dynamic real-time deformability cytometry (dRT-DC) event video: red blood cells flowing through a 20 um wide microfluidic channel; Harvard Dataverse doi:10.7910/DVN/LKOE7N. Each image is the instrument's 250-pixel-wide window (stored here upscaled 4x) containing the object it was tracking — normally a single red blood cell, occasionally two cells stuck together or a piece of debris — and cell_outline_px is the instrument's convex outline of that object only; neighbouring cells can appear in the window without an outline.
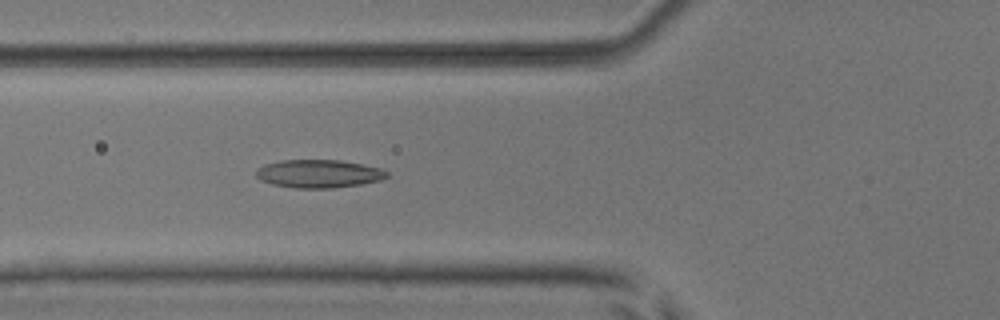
{"species": "common noctule bat (a hibernating species)", "species_latin": "Nyctalus noctula", "temperature_condition": "room temperature", "stored_images_in_passage": 52, "camera_frame_rate_fps": 3000, "um_per_image_px": 0.085, "animal": {"sex": "male", "body_mass_g": 17.9, "forearm_length_mm": 54.2}, "frame": {"image": 1, "passage_image": 20, "time_ms": 6.333, "image_size_px": [1000, 320], "cell_outline_px": [[388, 176], [380, 180], [360, 184], [332, 188], [296, 188], [272, 184], [260, 180], [256, 176], [256, 168], [264, 164], [280, 160], [340, 160], [364, 164], [380, 168], [388, 172]], "centroid_in_image_um": [27.07, 14.76], "position_along_channel_um": 98.7, "area_um2": 21.5}}
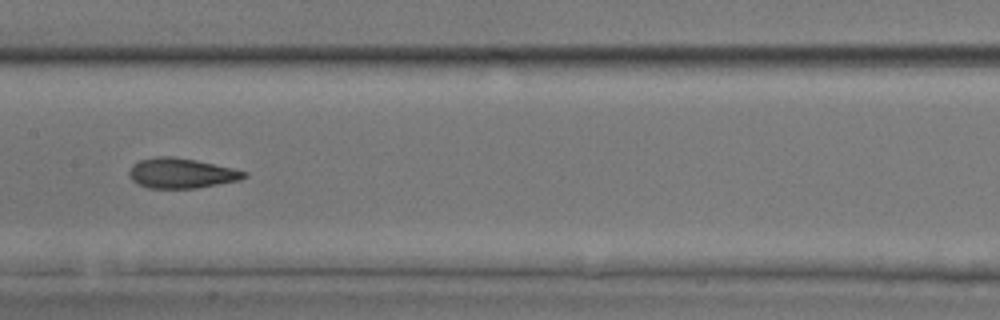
{"frame": {"image": 2, "passage_image": 27, "time_ms": 8.667, "image_size_px": [1000, 320], "cell_outline_px": [[248, 176], [240, 180], [196, 188], [148, 188], [136, 184], [128, 176], [128, 172], [132, 164], [140, 160], [156, 156], [176, 156], [196, 160], [232, 168], [248, 172]], "centroid_in_image_um": [15.38, 14.72], "position_along_channel_um": 192.0, "area_um2": 20.35}}
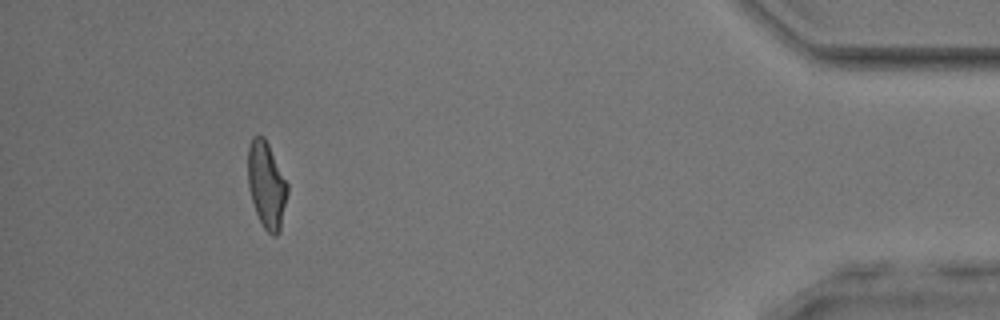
{"frame": {"image": 3, "passage_image": 48, "time_ms": 15.667, "image_size_px": [1000, 320], "cell_outline_px": [[288, 192], [280, 228], [276, 236], [272, 236], [264, 228], [256, 212], [252, 200], [248, 184], [248, 148], [252, 136], [264, 136], [288, 184]], "centroid_in_image_um": [22.65, 15.71], "position_along_channel_um": 412.5, "area_um2": 19.65}, "authors_computed_cell_mechanics": {"area_um2": 20.3456, "velocity_mm_per_s": 3.9931, "shape_relaxation_time_tau1_ms": 5.7437, "shape_relaxation_time_tau2_ms": 1.7675, "deformation_change_tau1": 0.156, "deformation_change_tau2": 0.0993}}